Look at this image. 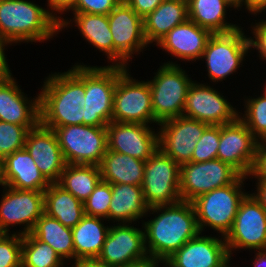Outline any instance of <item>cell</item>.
Masks as SVG:
<instances>
[{"label":"cell","mask_w":266,"mask_h":267,"mask_svg":"<svg viewBox=\"0 0 266 267\" xmlns=\"http://www.w3.org/2000/svg\"><path fill=\"white\" fill-rule=\"evenodd\" d=\"M85 65L49 75L39 93L40 123L54 129L83 124Z\"/></svg>","instance_id":"1"},{"label":"cell","mask_w":266,"mask_h":267,"mask_svg":"<svg viewBox=\"0 0 266 267\" xmlns=\"http://www.w3.org/2000/svg\"><path fill=\"white\" fill-rule=\"evenodd\" d=\"M150 211L160 213L144 222L142 228L147 254L157 262L172 256L200 233L192 202L181 200L172 205L150 207Z\"/></svg>","instance_id":"2"},{"label":"cell","mask_w":266,"mask_h":267,"mask_svg":"<svg viewBox=\"0 0 266 267\" xmlns=\"http://www.w3.org/2000/svg\"><path fill=\"white\" fill-rule=\"evenodd\" d=\"M53 11L26 0L0 1V33L12 44L51 39L60 29L67 27L65 20ZM61 18V19H60Z\"/></svg>","instance_id":"3"},{"label":"cell","mask_w":266,"mask_h":267,"mask_svg":"<svg viewBox=\"0 0 266 267\" xmlns=\"http://www.w3.org/2000/svg\"><path fill=\"white\" fill-rule=\"evenodd\" d=\"M247 176L240 175L232 184L216 188L192 201L200 233L211 227L222 238L231 231L241 200L247 194L242 191Z\"/></svg>","instance_id":"4"},{"label":"cell","mask_w":266,"mask_h":267,"mask_svg":"<svg viewBox=\"0 0 266 267\" xmlns=\"http://www.w3.org/2000/svg\"><path fill=\"white\" fill-rule=\"evenodd\" d=\"M187 76L178 64L169 61L158 68L153 80L148 81L154 118L159 124L182 116L188 90L193 82Z\"/></svg>","instance_id":"5"},{"label":"cell","mask_w":266,"mask_h":267,"mask_svg":"<svg viewBox=\"0 0 266 267\" xmlns=\"http://www.w3.org/2000/svg\"><path fill=\"white\" fill-rule=\"evenodd\" d=\"M118 80V66L85 65V104L83 125L106 127L112 121L113 95Z\"/></svg>","instance_id":"6"},{"label":"cell","mask_w":266,"mask_h":267,"mask_svg":"<svg viewBox=\"0 0 266 267\" xmlns=\"http://www.w3.org/2000/svg\"><path fill=\"white\" fill-rule=\"evenodd\" d=\"M66 164L98 166L108 150L107 128L67 125L53 129Z\"/></svg>","instance_id":"7"},{"label":"cell","mask_w":266,"mask_h":267,"mask_svg":"<svg viewBox=\"0 0 266 267\" xmlns=\"http://www.w3.org/2000/svg\"><path fill=\"white\" fill-rule=\"evenodd\" d=\"M127 68L118 66V80L113 95L112 121L159 124L153 114L149 82L136 81Z\"/></svg>","instance_id":"8"},{"label":"cell","mask_w":266,"mask_h":267,"mask_svg":"<svg viewBox=\"0 0 266 267\" xmlns=\"http://www.w3.org/2000/svg\"><path fill=\"white\" fill-rule=\"evenodd\" d=\"M180 165L160 148L145 161L143 197L150 208L172 205L180 198Z\"/></svg>","instance_id":"9"},{"label":"cell","mask_w":266,"mask_h":267,"mask_svg":"<svg viewBox=\"0 0 266 267\" xmlns=\"http://www.w3.org/2000/svg\"><path fill=\"white\" fill-rule=\"evenodd\" d=\"M250 49L249 38L244 35L242 28L213 34L201 57L206 60L209 79L212 82L223 81L236 72Z\"/></svg>","instance_id":"10"},{"label":"cell","mask_w":266,"mask_h":267,"mask_svg":"<svg viewBox=\"0 0 266 267\" xmlns=\"http://www.w3.org/2000/svg\"><path fill=\"white\" fill-rule=\"evenodd\" d=\"M240 175L220 159L186 162L180 165V198L192 202L204 193L232 184Z\"/></svg>","instance_id":"11"},{"label":"cell","mask_w":266,"mask_h":267,"mask_svg":"<svg viewBox=\"0 0 266 267\" xmlns=\"http://www.w3.org/2000/svg\"><path fill=\"white\" fill-rule=\"evenodd\" d=\"M113 38V62L115 66L128 68L132 54L141 52L148 43L143 31V19L122 0L108 14ZM119 61V62H117Z\"/></svg>","instance_id":"12"},{"label":"cell","mask_w":266,"mask_h":267,"mask_svg":"<svg viewBox=\"0 0 266 267\" xmlns=\"http://www.w3.org/2000/svg\"><path fill=\"white\" fill-rule=\"evenodd\" d=\"M225 242L230 258L233 249L266 250V210L252 194L241 200Z\"/></svg>","instance_id":"13"},{"label":"cell","mask_w":266,"mask_h":267,"mask_svg":"<svg viewBox=\"0 0 266 267\" xmlns=\"http://www.w3.org/2000/svg\"><path fill=\"white\" fill-rule=\"evenodd\" d=\"M130 223L110 226L96 261L108 267H122L149 258L145 248L144 231Z\"/></svg>","instance_id":"14"},{"label":"cell","mask_w":266,"mask_h":267,"mask_svg":"<svg viewBox=\"0 0 266 267\" xmlns=\"http://www.w3.org/2000/svg\"><path fill=\"white\" fill-rule=\"evenodd\" d=\"M3 187L6 190L0 203V228L8 234L9 225L24 224V229L17 233H31L37 220L44 214V191Z\"/></svg>","instance_id":"15"},{"label":"cell","mask_w":266,"mask_h":267,"mask_svg":"<svg viewBox=\"0 0 266 267\" xmlns=\"http://www.w3.org/2000/svg\"><path fill=\"white\" fill-rule=\"evenodd\" d=\"M259 140L238 118L220 125V140L217 159L230 164L241 175L250 176Z\"/></svg>","instance_id":"16"},{"label":"cell","mask_w":266,"mask_h":267,"mask_svg":"<svg viewBox=\"0 0 266 267\" xmlns=\"http://www.w3.org/2000/svg\"><path fill=\"white\" fill-rule=\"evenodd\" d=\"M224 96L208 85L192 82L183 114L209 125H224L236 121L239 113Z\"/></svg>","instance_id":"17"},{"label":"cell","mask_w":266,"mask_h":267,"mask_svg":"<svg viewBox=\"0 0 266 267\" xmlns=\"http://www.w3.org/2000/svg\"><path fill=\"white\" fill-rule=\"evenodd\" d=\"M159 148L179 165L190 162L196 143L209 126L205 122L179 116L158 124Z\"/></svg>","instance_id":"18"},{"label":"cell","mask_w":266,"mask_h":267,"mask_svg":"<svg viewBox=\"0 0 266 267\" xmlns=\"http://www.w3.org/2000/svg\"><path fill=\"white\" fill-rule=\"evenodd\" d=\"M106 128L110 151L146 161L159 148V133L149 124L111 121Z\"/></svg>","instance_id":"19"},{"label":"cell","mask_w":266,"mask_h":267,"mask_svg":"<svg viewBox=\"0 0 266 267\" xmlns=\"http://www.w3.org/2000/svg\"><path fill=\"white\" fill-rule=\"evenodd\" d=\"M24 148L50 183H57L66 161L59 146L55 132L40 122L29 129Z\"/></svg>","instance_id":"20"},{"label":"cell","mask_w":266,"mask_h":267,"mask_svg":"<svg viewBox=\"0 0 266 267\" xmlns=\"http://www.w3.org/2000/svg\"><path fill=\"white\" fill-rule=\"evenodd\" d=\"M12 74L0 77V120L28 130L40 122L39 94L28 99Z\"/></svg>","instance_id":"21"},{"label":"cell","mask_w":266,"mask_h":267,"mask_svg":"<svg viewBox=\"0 0 266 267\" xmlns=\"http://www.w3.org/2000/svg\"><path fill=\"white\" fill-rule=\"evenodd\" d=\"M187 241L170 258L181 267H225L230 262L225 237L200 236Z\"/></svg>","instance_id":"22"},{"label":"cell","mask_w":266,"mask_h":267,"mask_svg":"<svg viewBox=\"0 0 266 267\" xmlns=\"http://www.w3.org/2000/svg\"><path fill=\"white\" fill-rule=\"evenodd\" d=\"M212 35L211 31L188 19L169 31L156 45L183 61H196L202 57Z\"/></svg>","instance_id":"23"},{"label":"cell","mask_w":266,"mask_h":267,"mask_svg":"<svg viewBox=\"0 0 266 267\" xmlns=\"http://www.w3.org/2000/svg\"><path fill=\"white\" fill-rule=\"evenodd\" d=\"M2 168L4 185L7 187L44 191L51 184L25 148L7 155L2 160Z\"/></svg>","instance_id":"24"},{"label":"cell","mask_w":266,"mask_h":267,"mask_svg":"<svg viewBox=\"0 0 266 267\" xmlns=\"http://www.w3.org/2000/svg\"><path fill=\"white\" fill-rule=\"evenodd\" d=\"M188 19L187 0H164L153 12L143 18L146 42L157 44L169 31Z\"/></svg>","instance_id":"25"},{"label":"cell","mask_w":266,"mask_h":267,"mask_svg":"<svg viewBox=\"0 0 266 267\" xmlns=\"http://www.w3.org/2000/svg\"><path fill=\"white\" fill-rule=\"evenodd\" d=\"M102 217L85 215L72 228V239L75 251V262L80 260H96L100 255L110 227L101 222Z\"/></svg>","instance_id":"26"},{"label":"cell","mask_w":266,"mask_h":267,"mask_svg":"<svg viewBox=\"0 0 266 267\" xmlns=\"http://www.w3.org/2000/svg\"><path fill=\"white\" fill-rule=\"evenodd\" d=\"M111 199L108 213L109 220L132 224V221H138L148 214L149 207L144 200L141 186L112 184Z\"/></svg>","instance_id":"27"},{"label":"cell","mask_w":266,"mask_h":267,"mask_svg":"<svg viewBox=\"0 0 266 267\" xmlns=\"http://www.w3.org/2000/svg\"><path fill=\"white\" fill-rule=\"evenodd\" d=\"M98 166L102 181L110 184L142 185L145 161L107 150Z\"/></svg>","instance_id":"28"},{"label":"cell","mask_w":266,"mask_h":267,"mask_svg":"<svg viewBox=\"0 0 266 267\" xmlns=\"http://www.w3.org/2000/svg\"><path fill=\"white\" fill-rule=\"evenodd\" d=\"M44 213L69 228L76 226L85 216L83 202L57 183H51L44 190Z\"/></svg>","instance_id":"29"},{"label":"cell","mask_w":266,"mask_h":267,"mask_svg":"<svg viewBox=\"0 0 266 267\" xmlns=\"http://www.w3.org/2000/svg\"><path fill=\"white\" fill-rule=\"evenodd\" d=\"M189 20L213 34L229 33L240 28L225 21L226 8L231 7L224 0H187Z\"/></svg>","instance_id":"30"},{"label":"cell","mask_w":266,"mask_h":267,"mask_svg":"<svg viewBox=\"0 0 266 267\" xmlns=\"http://www.w3.org/2000/svg\"><path fill=\"white\" fill-rule=\"evenodd\" d=\"M31 234L41 242L49 244L63 261L75 259L72 228L64 226L57 219L44 213L37 220Z\"/></svg>","instance_id":"31"},{"label":"cell","mask_w":266,"mask_h":267,"mask_svg":"<svg viewBox=\"0 0 266 267\" xmlns=\"http://www.w3.org/2000/svg\"><path fill=\"white\" fill-rule=\"evenodd\" d=\"M80 33L91 45L103 51L108 60L113 61V38L108 15L73 13Z\"/></svg>","instance_id":"32"},{"label":"cell","mask_w":266,"mask_h":267,"mask_svg":"<svg viewBox=\"0 0 266 267\" xmlns=\"http://www.w3.org/2000/svg\"><path fill=\"white\" fill-rule=\"evenodd\" d=\"M100 180L99 166L66 164L57 184L84 202Z\"/></svg>","instance_id":"33"},{"label":"cell","mask_w":266,"mask_h":267,"mask_svg":"<svg viewBox=\"0 0 266 267\" xmlns=\"http://www.w3.org/2000/svg\"><path fill=\"white\" fill-rule=\"evenodd\" d=\"M63 259L31 233L22 235L21 267H64Z\"/></svg>","instance_id":"34"},{"label":"cell","mask_w":266,"mask_h":267,"mask_svg":"<svg viewBox=\"0 0 266 267\" xmlns=\"http://www.w3.org/2000/svg\"><path fill=\"white\" fill-rule=\"evenodd\" d=\"M245 101V113L239 119L259 140H266V95Z\"/></svg>","instance_id":"35"},{"label":"cell","mask_w":266,"mask_h":267,"mask_svg":"<svg viewBox=\"0 0 266 267\" xmlns=\"http://www.w3.org/2000/svg\"><path fill=\"white\" fill-rule=\"evenodd\" d=\"M111 198L112 184L100 180L91 195L83 202L85 215L108 219Z\"/></svg>","instance_id":"36"},{"label":"cell","mask_w":266,"mask_h":267,"mask_svg":"<svg viewBox=\"0 0 266 267\" xmlns=\"http://www.w3.org/2000/svg\"><path fill=\"white\" fill-rule=\"evenodd\" d=\"M28 129L0 120V159L24 148Z\"/></svg>","instance_id":"37"},{"label":"cell","mask_w":266,"mask_h":267,"mask_svg":"<svg viewBox=\"0 0 266 267\" xmlns=\"http://www.w3.org/2000/svg\"><path fill=\"white\" fill-rule=\"evenodd\" d=\"M220 140V125H209L196 143L190 162H204L217 159Z\"/></svg>","instance_id":"38"},{"label":"cell","mask_w":266,"mask_h":267,"mask_svg":"<svg viewBox=\"0 0 266 267\" xmlns=\"http://www.w3.org/2000/svg\"><path fill=\"white\" fill-rule=\"evenodd\" d=\"M22 235L6 233L0 239V267H21Z\"/></svg>","instance_id":"39"},{"label":"cell","mask_w":266,"mask_h":267,"mask_svg":"<svg viewBox=\"0 0 266 267\" xmlns=\"http://www.w3.org/2000/svg\"><path fill=\"white\" fill-rule=\"evenodd\" d=\"M122 0H75L73 13L108 15Z\"/></svg>","instance_id":"40"},{"label":"cell","mask_w":266,"mask_h":267,"mask_svg":"<svg viewBox=\"0 0 266 267\" xmlns=\"http://www.w3.org/2000/svg\"><path fill=\"white\" fill-rule=\"evenodd\" d=\"M255 24L256 26L252 27L254 37L249 38L250 47H253L254 50L256 48L262 57L261 59L266 60V20H260Z\"/></svg>","instance_id":"41"},{"label":"cell","mask_w":266,"mask_h":267,"mask_svg":"<svg viewBox=\"0 0 266 267\" xmlns=\"http://www.w3.org/2000/svg\"><path fill=\"white\" fill-rule=\"evenodd\" d=\"M250 175L260 181H266V140L259 141L258 143L256 157Z\"/></svg>","instance_id":"42"},{"label":"cell","mask_w":266,"mask_h":267,"mask_svg":"<svg viewBox=\"0 0 266 267\" xmlns=\"http://www.w3.org/2000/svg\"><path fill=\"white\" fill-rule=\"evenodd\" d=\"M142 19L153 12L164 0H124Z\"/></svg>","instance_id":"43"},{"label":"cell","mask_w":266,"mask_h":267,"mask_svg":"<svg viewBox=\"0 0 266 267\" xmlns=\"http://www.w3.org/2000/svg\"><path fill=\"white\" fill-rule=\"evenodd\" d=\"M7 44H10V43L0 33V77L11 74L10 72L11 70L8 67V63L6 61V57L4 53L5 46H7Z\"/></svg>","instance_id":"44"},{"label":"cell","mask_w":266,"mask_h":267,"mask_svg":"<svg viewBox=\"0 0 266 267\" xmlns=\"http://www.w3.org/2000/svg\"><path fill=\"white\" fill-rule=\"evenodd\" d=\"M75 0H48V6L50 7V10L56 11L57 13H63L67 10H69Z\"/></svg>","instance_id":"45"},{"label":"cell","mask_w":266,"mask_h":267,"mask_svg":"<svg viewBox=\"0 0 266 267\" xmlns=\"http://www.w3.org/2000/svg\"><path fill=\"white\" fill-rule=\"evenodd\" d=\"M243 4L254 15L266 10V0H243Z\"/></svg>","instance_id":"46"},{"label":"cell","mask_w":266,"mask_h":267,"mask_svg":"<svg viewBox=\"0 0 266 267\" xmlns=\"http://www.w3.org/2000/svg\"><path fill=\"white\" fill-rule=\"evenodd\" d=\"M257 193H253V197L266 210V181L257 180Z\"/></svg>","instance_id":"47"},{"label":"cell","mask_w":266,"mask_h":267,"mask_svg":"<svg viewBox=\"0 0 266 267\" xmlns=\"http://www.w3.org/2000/svg\"><path fill=\"white\" fill-rule=\"evenodd\" d=\"M159 263L156 260H153L151 258H147L145 260L133 263V264H129V265H125L122 267H158Z\"/></svg>","instance_id":"48"},{"label":"cell","mask_w":266,"mask_h":267,"mask_svg":"<svg viewBox=\"0 0 266 267\" xmlns=\"http://www.w3.org/2000/svg\"><path fill=\"white\" fill-rule=\"evenodd\" d=\"M252 262L254 267H266V250L257 251L255 260Z\"/></svg>","instance_id":"49"},{"label":"cell","mask_w":266,"mask_h":267,"mask_svg":"<svg viewBox=\"0 0 266 267\" xmlns=\"http://www.w3.org/2000/svg\"><path fill=\"white\" fill-rule=\"evenodd\" d=\"M71 267H108L104 264L98 263L96 260H80L74 262Z\"/></svg>","instance_id":"50"},{"label":"cell","mask_w":266,"mask_h":267,"mask_svg":"<svg viewBox=\"0 0 266 267\" xmlns=\"http://www.w3.org/2000/svg\"><path fill=\"white\" fill-rule=\"evenodd\" d=\"M158 263H164L163 265L165 267H181L179 265H177L170 257L164 258L162 260H160Z\"/></svg>","instance_id":"51"},{"label":"cell","mask_w":266,"mask_h":267,"mask_svg":"<svg viewBox=\"0 0 266 267\" xmlns=\"http://www.w3.org/2000/svg\"><path fill=\"white\" fill-rule=\"evenodd\" d=\"M228 5H230L233 8H239L242 7L243 0H224Z\"/></svg>","instance_id":"52"},{"label":"cell","mask_w":266,"mask_h":267,"mask_svg":"<svg viewBox=\"0 0 266 267\" xmlns=\"http://www.w3.org/2000/svg\"><path fill=\"white\" fill-rule=\"evenodd\" d=\"M0 185L3 186L4 185V181H3V168H2V160L0 159Z\"/></svg>","instance_id":"53"},{"label":"cell","mask_w":266,"mask_h":267,"mask_svg":"<svg viewBox=\"0 0 266 267\" xmlns=\"http://www.w3.org/2000/svg\"><path fill=\"white\" fill-rule=\"evenodd\" d=\"M6 233L0 228V239L5 235Z\"/></svg>","instance_id":"54"},{"label":"cell","mask_w":266,"mask_h":267,"mask_svg":"<svg viewBox=\"0 0 266 267\" xmlns=\"http://www.w3.org/2000/svg\"><path fill=\"white\" fill-rule=\"evenodd\" d=\"M265 88H264V93L263 94H265L266 95V85L264 86Z\"/></svg>","instance_id":"55"}]
</instances>
